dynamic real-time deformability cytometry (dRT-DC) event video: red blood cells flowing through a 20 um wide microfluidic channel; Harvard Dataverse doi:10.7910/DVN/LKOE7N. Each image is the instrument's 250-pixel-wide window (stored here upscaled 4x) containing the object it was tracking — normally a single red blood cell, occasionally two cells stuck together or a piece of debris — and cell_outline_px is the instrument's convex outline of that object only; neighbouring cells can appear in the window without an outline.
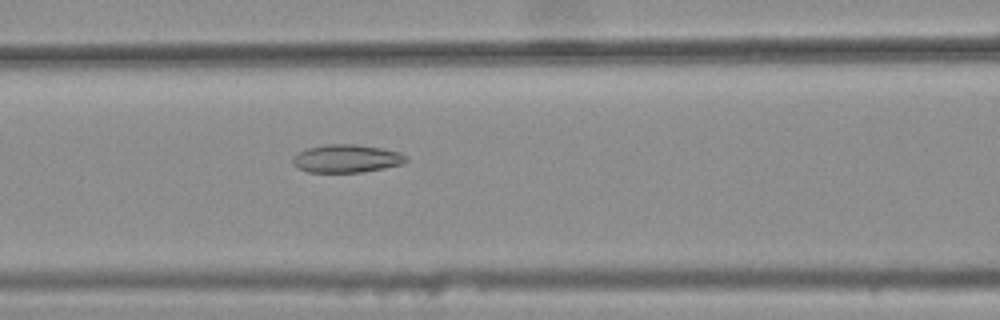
{"species": "common noctule bat (a hibernating species)", "species_latin": "Nyctalus noctula", "temperature_condition": "warm", "stored_images_in_passage": 38, "camera_frame_rate_fps": 3000, "um_per_image_px": 0.085, "animal": {"sex": "female", "body_mass_g": 25.1}, "frame": {"image": 1, "passage_image": 13, "time_ms": 4.0, "image_size_px": [1000, 320], "cell_outline_px": [[408, 160], [404, 164], [384, 168], [360, 172], [308, 172], [292, 164], [292, 156], [308, 148], [328, 144], [356, 144], [380, 148], [400, 152], [408, 156]], "centroid_in_image_um": [29.49, 13.48], "position_along_channel_um": 137.1, "area_um2": 18.5}}
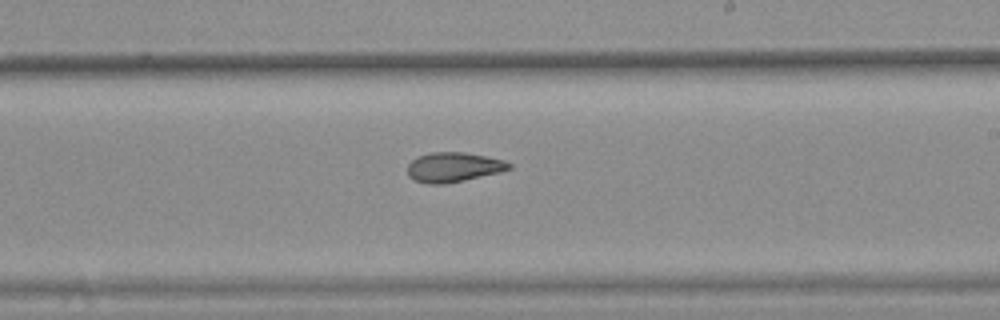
{"frame": {"image": 2, "passage_image": 22, "time_ms": 7.0, "image_size_px": [1000, 320], "cell_outline_px": [[512, 168], [500, 172], [464, 180], [444, 184], [428, 184], [412, 180], [408, 176], [408, 164], [416, 156], [432, 152], [464, 152], [504, 160], [512, 164]], "centroid_in_image_um": [38.52, 14.21], "position_along_channel_um": 250.5, "area_um2": 17.63}}
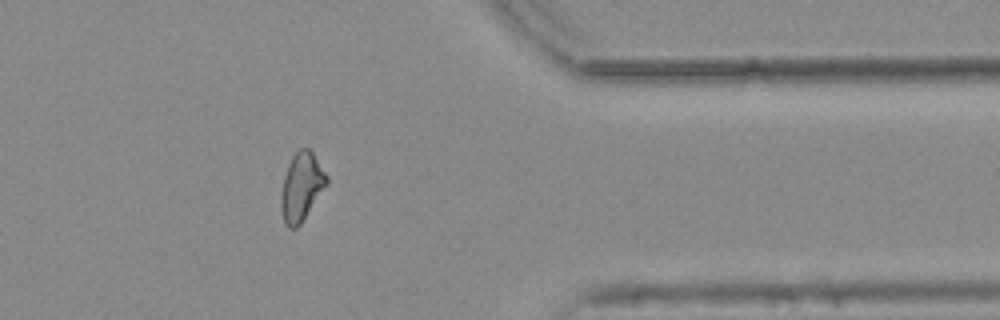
{"frame": {"image": 3, "passage_image": 34, "time_ms": 11.0, "image_size_px": [1000, 320], "cell_outline_px": [[328, 184], [300, 224], [296, 228], [288, 228], [284, 224], [280, 208], [280, 196], [284, 176], [288, 164], [292, 156], [300, 148], [308, 148], [312, 152], [328, 176]], "centroid_in_image_um": [25.61, 15.89], "position_along_channel_um": 385.8, "area_um2": 18.21}, "authors_computed_cell_mechanics": {"area_um2": 17.8024, "velocity_mm_per_s": 3.7894, "shape_relaxation_time_tau1_ms": null, "shape_relaxation_time_tau2_ms": 2.8736, "deformation_change_tau1": null, "deformation_change_tau2": 0.0948}}